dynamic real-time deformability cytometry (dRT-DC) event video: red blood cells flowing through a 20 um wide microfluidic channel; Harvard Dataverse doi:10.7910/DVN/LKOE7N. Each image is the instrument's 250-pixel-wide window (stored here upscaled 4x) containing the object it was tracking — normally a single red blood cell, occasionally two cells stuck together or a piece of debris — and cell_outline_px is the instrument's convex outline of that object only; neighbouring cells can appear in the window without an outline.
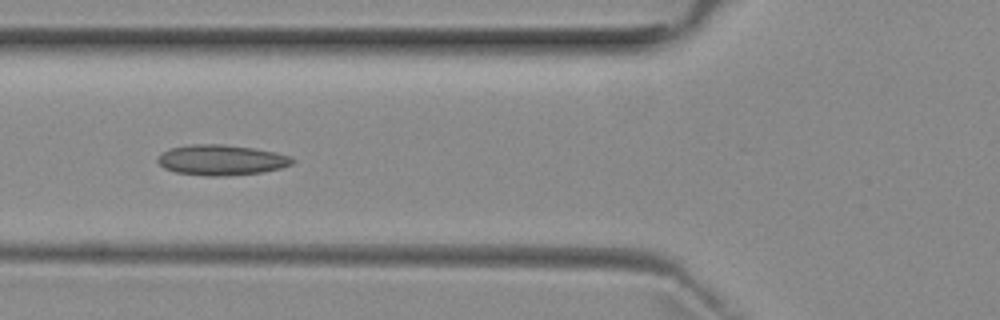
{"species": "common noctule bat (a hibernating species)", "species_latin": "Nyctalus noctula", "temperature_condition": "room temperature", "stored_images_in_passage": 5, "camera_frame_rate_fps": 3000, "um_per_image_px": 0.085, "animal": {"sex": "female", "body_mass_g": 29.2, "forearm_length_mm": 56.3}, "frame": {"image": 1, "passage_image": 5, "time_ms": 4.667, "image_size_px": [1000, 320], "cell_outline_px": [[296, 160], [292, 164], [280, 168], [260, 172], [228, 176], [204, 176], [176, 172], [164, 168], [156, 160], [164, 152], [172, 148], [188, 144], [224, 144], [252, 148], [276, 152], [292, 156]], "centroid_in_image_um": [18.84, 13.6], "position_along_channel_um": 107.0, "area_um2": 23.87}}